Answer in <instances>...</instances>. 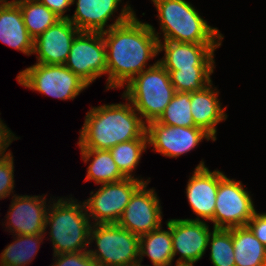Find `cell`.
<instances>
[{"mask_svg": "<svg viewBox=\"0 0 266 266\" xmlns=\"http://www.w3.org/2000/svg\"><path fill=\"white\" fill-rule=\"evenodd\" d=\"M96 241L98 249H89L96 266H130L139 261L140 236L118 224H93L89 244Z\"/></svg>", "mask_w": 266, "mask_h": 266, "instance_id": "6", "label": "cell"}, {"mask_svg": "<svg viewBox=\"0 0 266 266\" xmlns=\"http://www.w3.org/2000/svg\"><path fill=\"white\" fill-rule=\"evenodd\" d=\"M147 145L148 139H134L119 143L109 150L120 172L126 178H134L131 173L137 167Z\"/></svg>", "mask_w": 266, "mask_h": 266, "instance_id": "26", "label": "cell"}, {"mask_svg": "<svg viewBox=\"0 0 266 266\" xmlns=\"http://www.w3.org/2000/svg\"><path fill=\"white\" fill-rule=\"evenodd\" d=\"M190 106L191 92H176L157 122L168 126L196 127Z\"/></svg>", "mask_w": 266, "mask_h": 266, "instance_id": "27", "label": "cell"}, {"mask_svg": "<svg viewBox=\"0 0 266 266\" xmlns=\"http://www.w3.org/2000/svg\"><path fill=\"white\" fill-rule=\"evenodd\" d=\"M236 266H266V247L247 226L231 228Z\"/></svg>", "mask_w": 266, "mask_h": 266, "instance_id": "22", "label": "cell"}, {"mask_svg": "<svg viewBox=\"0 0 266 266\" xmlns=\"http://www.w3.org/2000/svg\"><path fill=\"white\" fill-rule=\"evenodd\" d=\"M149 179L125 178L118 182L101 184V187L86 201H83L89 219L93 224H117L134 192ZM93 194V195H92Z\"/></svg>", "mask_w": 266, "mask_h": 266, "instance_id": "8", "label": "cell"}, {"mask_svg": "<svg viewBox=\"0 0 266 266\" xmlns=\"http://www.w3.org/2000/svg\"><path fill=\"white\" fill-rule=\"evenodd\" d=\"M13 198L6 217L10 232H15V235L46 233V210L48 208L45 196L14 195Z\"/></svg>", "mask_w": 266, "mask_h": 266, "instance_id": "17", "label": "cell"}, {"mask_svg": "<svg viewBox=\"0 0 266 266\" xmlns=\"http://www.w3.org/2000/svg\"><path fill=\"white\" fill-rule=\"evenodd\" d=\"M256 212L252 198L241 181L227 178L220 181L215 211L211 222L214 229H230L246 226Z\"/></svg>", "mask_w": 266, "mask_h": 266, "instance_id": "9", "label": "cell"}, {"mask_svg": "<svg viewBox=\"0 0 266 266\" xmlns=\"http://www.w3.org/2000/svg\"><path fill=\"white\" fill-rule=\"evenodd\" d=\"M155 28L134 15L127 22L102 32L106 47V89L123 88L156 57L159 36ZM106 36V37H105Z\"/></svg>", "mask_w": 266, "mask_h": 266, "instance_id": "1", "label": "cell"}, {"mask_svg": "<svg viewBox=\"0 0 266 266\" xmlns=\"http://www.w3.org/2000/svg\"><path fill=\"white\" fill-rule=\"evenodd\" d=\"M0 41L28 56L33 54L34 39L28 33L20 7L14 1L0 6Z\"/></svg>", "mask_w": 266, "mask_h": 266, "instance_id": "20", "label": "cell"}, {"mask_svg": "<svg viewBox=\"0 0 266 266\" xmlns=\"http://www.w3.org/2000/svg\"><path fill=\"white\" fill-rule=\"evenodd\" d=\"M14 158L12 153L0 159V199H4L13 193L14 189Z\"/></svg>", "mask_w": 266, "mask_h": 266, "instance_id": "30", "label": "cell"}, {"mask_svg": "<svg viewBox=\"0 0 266 266\" xmlns=\"http://www.w3.org/2000/svg\"><path fill=\"white\" fill-rule=\"evenodd\" d=\"M16 79L26 88L61 100H72L89 86L64 64L36 63L20 71Z\"/></svg>", "mask_w": 266, "mask_h": 266, "instance_id": "7", "label": "cell"}, {"mask_svg": "<svg viewBox=\"0 0 266 266\" xmlns=\"http://www.w3.org/2000/svg\"><path fill=\"white\" fill-rule=\"evenodd\" d=\"M144 182L133 194L118 221V225L138 236L150 233L162 224L160 200L155 190L146 189Z\"/></svg>", "mask_w": 266, "mask_h": 266, "instance_id": "11", "label": "cell"}, {"mask_svg": "<svg viewBox=\"0 0 266 266\" xmlns=\"http://www.w3.org/2000/svg\"><path fill=\"white\" fill-rule=\"evenodd\" d=\"M160 20L164 41L221 44L223 35L211 27L198 10L185 0H152Z\"/></svg>", "mask_w": 266, "mask_h": 266, "instance_id": "3", "label": "cell"}, {"mask_svg": "<svg viewBox=\"0 0 266 266\" xmlns=\"http://www.w3.org/2000/svg\"><path fill=\"white\" fill-rule=\"evenodd\" d=\"M254 236L266 247V213H254L246 225Z\"/></svg>", "mask_w": 266, "mask_h": 266, "instance_id": "32", "label": "cell"}, {"mask_svg": "<svg viewBox=\"0 0 266 266\" xmlns=\"http://www.w3.org/2000/svg\"><path fill=\"white\" fill-rule=\"evenodd\" d=\"M122 0H72L76 2L75 13L69 21L79 30L88 32H104L111 27L123 24L130 20L136 13L130 5L124 6L114 23L106 25ZM105 26L106 29H105Z\"/></svg>", "mask_w": 266, "mask_h": 266, "instance_id": "13", "label": "cell"}, {"mask_svg": "<svg viewBox=\"0 0 266 266\" xmlns=\"http://www.w3.org/2000/svg\"><path fill=\"white\" fill-rule=\"evenodd\" d=\"M23 15L24 24L30 36L35 40L60 18L38 0H13Z\"/></svg>", "mask_w": 266, "mask_h": 266, "instance_id": "24", "label": "cell"}, {"mask_svg": "<svg viewBox=\"0 0 266 266\" xmlns=\"http://www.w3.org/2000/svg\"><path fill=\"white\" fill-rule=\"evenodd\" d=\"M44 235H16L17 239L1 252L0 266H26L31 263Z\"/></svg>", "mask_w": 266, "mask_h": 266, "instance_id": "25", "label": "cell"}, {"mask_svg": "<svg viewBox=\"0 0 266 266\" xmlns=\"http://www.w3.org/2000/svg\"><path fill=\"white\" fill-rule=\"evenodd\" d=\"M175 93L169 73L157 61L132 78L122 95L148 124L159 119Z\"/></svg>", "mask_w": 266, "mask_h": 266, "instance_id": "5", "label": "cell"}, {"mask_svg": "<svg viewBox=\"0 0 266 266\" xmlns=\"http://www.w3.org/2000/svg\"><path fill=\"white\" fill-rule=\"evenodd\" d=\"M148 145L153 146L154 151L165 157L177 158L185 154L205 138L212 137L199 127H177L160 124L151 121L147 124Z\"/></svg>", "mask_w": 266, "mask_h": 266, "instance_id": "12", "label": "cell"}, {"mask_svg": "<svg viewBox=\"0 0 266 266\" xmlns=\"http://www.w3.org/2000/svg\"><path fill=\"white\" fill-rule=\"evenodd\" d=\"M221 44H196L158 41V52L165 55L158 62L167 70L215 68L214 51Z\"/></svg>", "mask_w": 266, "mask_h": 266, "instance_id": "15", "label": "cell"}, {"mask_svg": "<svg viewBox=\"0 0 266 266\" xmlns=\"http://www.w3.org/2000/svg\"><path fill=\"white\" fill-rule=\"evenodd\" d=\"M208 245L211 246L210 260L213 266H236L231 228H213Z\"/></svg>", "mask_w": 266, "mask_h": 266, "instance_id": "29", "label": "cell"}, {"mask_svg": "<svg viewBox=\"0 0 266 266\" xmlns=\"http://www.w3.org/2000/svg\"><path fill=\"white\" fill-rule=\"evenodd\" d=\"M130 266H143V265H141V261H137V262H135L134 264H132Z\"/></svg>", "mask_w": 266, "mask_h": 266, "instance_id": "37", "label": "cell"}, {"mask_svg": "<svg viewBox=\"0 0 266 266\" xmlns=\"http://www.w3.org/2000/svg\"><path fill=\"white\" fill-rule=\"evenodd\" d=\"M174 266H194V263H176Z\"/></svg>", "mask_w": 266, "mask_h": 266, "instance_id": "35", "label": "cell"}, {"mask_svg": "<svg viewBox=\"0 0 266 266\" xmlns=\"http://www.w3.org/2000/svg\"><path fill=\"white\" fill-rule=\"evenodd\" d=\"M64 65L88 85L107 74L106 47L101 32L80 31Z\"/></svg>", "mask_w": 266, "mask_h": 266, "instance_id": "10", "label": "cell"}, {"mask_svg": "<svg viewBox=\"0 0 266 266\" xmlns=\"http://www.w3.org/2000/svg\"><path fill=\"white\" fill-rule=\"evenodd\" d=\"M55 263L51 266H96L88 251L54 255Z\"/></svg>", "mask_w": 266, "mask_h": 266, "instance_id": "31", "label": "cell"}, {"mask_svg": "<svg viewBox=\"0 0 266 266\" xmlns=\"http://www.w3.org/2000/svg\"><path fill=\"white\" fill-rule=\"evenodd\" d=\"M224 176V173L219 170L211 172L204 161H200L196 166L186 187L190 207L197 214L196 219L190 220L200 221V217L207 221L213 219L219 181Z\"/></svg>", "mask_w": 266, "mask_h": 266, "instance_id": "16", "label": "cell"}, {"mask_svg": "<svg viewBox=\"0 0 266 266\" xmlns=\"http://www.w3.org/2000/svg\"><path fill=\"white\" fill-rule=\"evenodd\" d=\"M128 103L91 107L80 130V149L110 150L119 143L148 139L147 125Z\"/></svg>", "mask_w": 266, "mask_h": 266, "instance_id": "2", "label": "cell"}, {"mask_svg": "<svg viewBox=\"0 0 266 266\" xmlns=\"http://www.w3.org/2000/svg\"><path fill=\"white\" fill-rule=\"evenodd\" d=\"M13 1H8V0H0V6H4V5H7V4H10L12 3Z\"/></svg>", "mask_w": 266, "mask_h": 266, "instance_id": "36", "label": "cell"}, {"mask_svg": "<svg viewBox=\"0 0 266 266\" xmlns=\"http://www.w3.org/2000/svg\"><path fill=\"white\" fill-rule=\"evenodd\" d=\"M85 163L93 158L87 168L85 181L94 180L95 184L118 182L126 177L120 172L109 150L80 149Z\"/></svg>", "mask_w": 266, "mask_h": 266, "instance_id": "23", "label": "cell"}, {"mask_svg": "<svg viewBox=\"0 0 266 266\" xmlns=\"http://www.w3.org/2000/svg\"><path fill=\"white\" fill-rule=\"evenodd\" d=\"M51 11H53L60 19H68L70 16L64 15L72 5V0H38Z\"/></svg>", "mask_w": 266, "mask_h": 266, "instance_id": "34", "label": "cell"}, {"mask_svg": "<svg viewBox=\"0 0 266 266\" xmlns=\"http://www.w3.org/2000/svg\"><path fill=\"white\" fill-rule=\"evenodd\" d=\"M79 32L69 19L58 20L34 40L33 54L38 55L37 63L64 64Z\"/></svg>", "mask_w": 266, "mask_h": 266, "instance_id": "18", "label": "cell"}, {"mask_svg": "<svg viewBox=\"0 0 266 266\" xmlns=\"http://www.w3.org/2000/svg\"><path fill=\"white\" fill-rule=\"evenodd\" d=\"M72 199L59 198L48 206L45 225L51 228L49 233L53 255L88 251L93 224L90 223L84 203Z\"/></svg>", "mask_w": 266, "mask_h": 266, "instance_id": "4", "label": "cell"}, {"mask_svg": "<svg viewBox=\"0 0 266 266\" xmlns=\"http://www.w3.org/2000/svg\"><path fill=\"white\" fill-rule=\"evenodd\" d=\"M212 82L201 91L191 92V113L196 127L203 129L216 140V125L226 120L225 108H222L218 91L212 88Z\"/></svg>", "mask_w": 266, "mask_h": 266, "instance_id": "19", "label": "cell"}, {"mask_svg": "<svg viewBox=\"0 0 266 266\" xmlns=\"http://www.w3.org/2000/svg\"><path fill=\"white\" fill-rule=\"evenodd\" d=\"M173 257L176 263H195L207 250L210 230L203 220L171 219Z\"/></svg>", "mask_w": 266, "mask_h": 266, "instance_id": "14", "label": "cell"}, {"mask_svg": "<svg viewBox=\"0 0 266 266\" xmlns=\"http://www.w3.org/2000/svg\"><path fill=\"white\" fill-rule=\"evenodd\" d=\"M214 68H193L167 71L176 92L201 91L211 82Z\"/></svg>", "mask_w": 266, "mask_h": 266, "instance_id": "28", "label": "cell"}, {"mask_svg": "<svg viewBox=\"0 0 266 266\" xmlns=\"http://www.w3.org/2000/svg\"><path fill=\"white\" fill-rule=\"evenodd\" d=\"M11 130L5 125L0 118V159L5 158L11 154V151L6 152L13 140H17ZM6 152V153H5Z\"/></svg>", "mask_w": 266, "mask_h": 266, "instance_id": "33", "label": "cell"}, {"mask_svg": "<svg viewBox=\"0 0 266 266\" xmlns=\"http://www.w3.org/2000/svg\"><path fill=\"white\" fill-rule=\"evenodd\" d=\"M167 230L162 225L150 233L140 236L139 261L146 255L153 266H171L173 262L171 219L166 223Z\"/></svg>", "mask_w": 266, "mask_h": 266, "instance_id": "21", "label": "cell"}]
</instances>
